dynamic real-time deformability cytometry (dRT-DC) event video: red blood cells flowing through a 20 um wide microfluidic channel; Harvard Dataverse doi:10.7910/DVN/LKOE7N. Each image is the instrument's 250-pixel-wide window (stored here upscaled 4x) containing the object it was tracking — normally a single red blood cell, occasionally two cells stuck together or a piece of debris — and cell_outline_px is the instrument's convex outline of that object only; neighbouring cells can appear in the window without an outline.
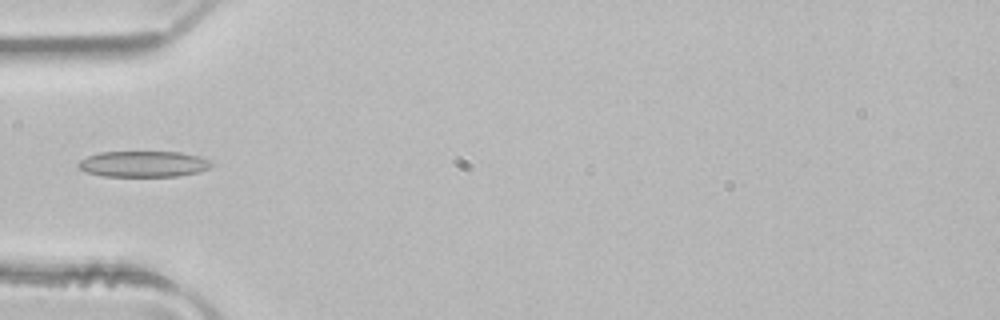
{"species": "common noctule bat (a hibernating species)", "species_latin": "Nyctalus noctula", "temperature_condition": "room temperature", "stored_images_in_passage": 4, "camera_frame_rate_fps": 3000, "um_per_image_px": 0.085, "animal": {"sex": "male", "body_mass_g": 21.5, "forearm_length_mm": 52.0}, "frame": {"image": 1, "passage_image": 4, "time_ms": 1.0, "image_size_px": [1000, 320], "cell_outline_px": [[216, 164], [208, 168], [196, 172], [180, 176], [104, 176], [88, 172], [80, 168], [76, 164], [80, 160], [88, 156], [100, 152], [180, 152], [196, 156], [208, 160]], "centroid_in_image_um": [12.19, 13.94], "position_along_channel_um": 72.8, "area_um2": 19.94}}